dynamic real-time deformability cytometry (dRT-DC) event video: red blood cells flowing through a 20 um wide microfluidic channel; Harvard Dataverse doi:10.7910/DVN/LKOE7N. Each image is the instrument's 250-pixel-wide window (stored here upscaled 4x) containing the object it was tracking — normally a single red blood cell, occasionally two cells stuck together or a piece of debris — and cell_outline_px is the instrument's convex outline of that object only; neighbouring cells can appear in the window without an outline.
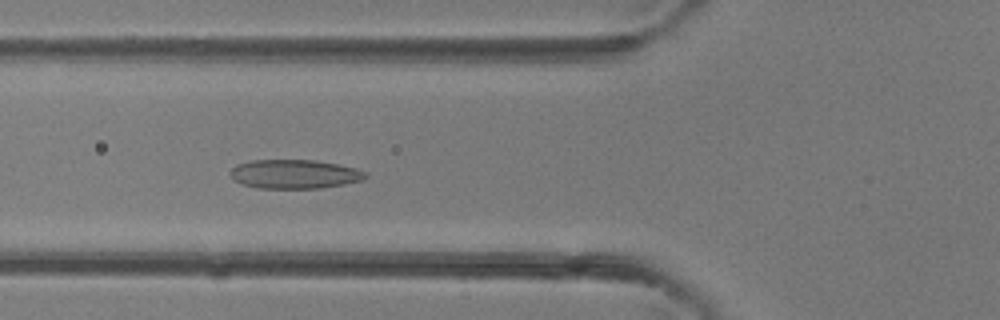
{"species": "common noctule bat (a hibernating species)", "species_latin": "Nyctalus noctula", "temperature_condition": "room temperature", "stored_images_in_passage": 27, "camera_frame_rate_fps": 3000, "um_per_image_px": 0.085, "animal": {"sex": "female"}, "frame": {"image": 1, "passage_image": 6, "time_ms": 1.667, "image_size_px": [1000, 320], "cell_outline_px": [[368, 176], [364, 180], [344, 184], [320, 188], [260, 188], [240, 184], [232, 180], [228, 172], [236, 164], [252, 160], [316, 160], [356, 168], [368, 172]], "centroid_in_image_um": [25.01, 14.8], "position_along_channel_um": 100.8, "area_um2": 23.12}}
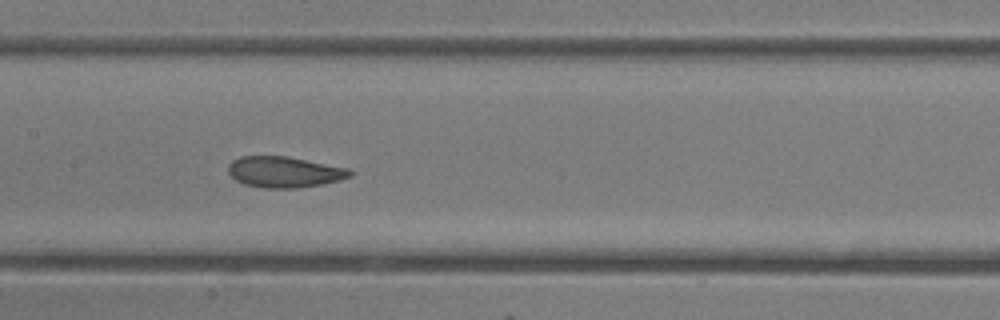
{"frame": {"image": 2, "passage_image": 11, "time_ms": 3.333, "image_size_px": [1000, 320], "cell_outline_px": [[352, 176], [340, 180], [320, 184], [296, 188], [264, 188], [244, 184], [236, 180], [228, 172], [228, 164], [232, 160], [240, 156], [288, 156], [348, 168], [352, 172]], "centroid_in_image_um": [24.15, 14.61], "position_along_channel_um": 183.2, "area_um2": 21.96}}
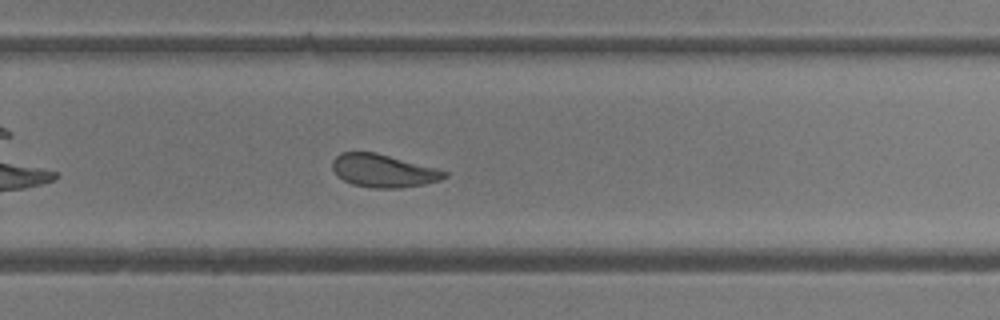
{"frame": {"image": 3, "passage_image": 18, "time_ms": 5.667, "image_size_px": [1000, 320], "cell_outline_px": [[448, 176], [440, 180], [424, 184], [400, 188], [372, 188], [352, 184], [336, 176], [332, 168], [332, 160], [340, 152], [376, 152], [436, 168], [448, 172]], "centroid_in_image_um": [32.56, 14.51], "position_along_channel_um": 297.2, "area_um2": 21.62}}